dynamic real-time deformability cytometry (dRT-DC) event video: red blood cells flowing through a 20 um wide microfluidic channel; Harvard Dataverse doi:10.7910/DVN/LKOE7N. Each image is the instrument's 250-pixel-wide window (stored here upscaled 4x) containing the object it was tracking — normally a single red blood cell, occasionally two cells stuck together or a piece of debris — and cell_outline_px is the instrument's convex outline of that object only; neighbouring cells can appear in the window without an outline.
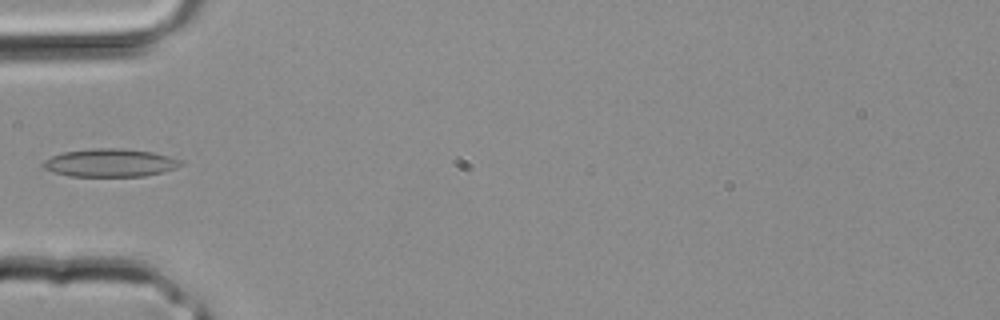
{"species": "common noctule bat (a hibernating species)", "species_latin": "Nyctalus noctula", "temperature_condition": "room temperature", "stored_images_in_passage": 4, "camera_frame_rate_fps": 3000, "um_per_image_px": 0.085, "animal": {"sex": "male", "body_mass_g": 20.4}, "frame": {"image": 1, "passage_image": 4, "time_ms": 1.0, "image_size_px": [1000, 320], "cell_outline_px": [[184, 164], [176, 168], [164, 172], [144, 176], [68, 176], [44, 168], [40, 164], [44, 160], [52, 156], [64, 152], [92, 148], [124, 148], [152, 152], [168, 156], [180, 160]], "centroid_in_image_um": [9.37, 13.83], "position_along_channel_um": 75.6, "area_um2": 22.48}}